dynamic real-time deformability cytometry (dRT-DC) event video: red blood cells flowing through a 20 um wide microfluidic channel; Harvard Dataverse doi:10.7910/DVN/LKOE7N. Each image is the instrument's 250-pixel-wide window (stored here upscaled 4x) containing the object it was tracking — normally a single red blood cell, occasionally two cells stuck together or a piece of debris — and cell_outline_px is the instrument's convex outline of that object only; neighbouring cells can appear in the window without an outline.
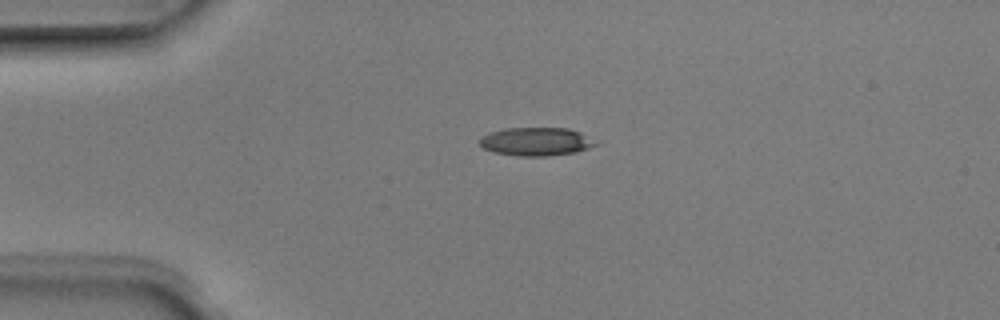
{"species": "Egyptian fruit bat (a non-hibernating species)", "species_latin": "Rousettus aegyptiacus", "temperature_condition": "room temperature", "stored_images_in_passage": 2, "camera_frame_rate_fps": 3000, "um_per_image_px": 0.085, "animal": {"sex": "male"}, "frame": {"image": 1, "passage_image": 1, "time_ms": 0.0, "image_size_px": [1000, 320], "cell_outline_px": [[600, 144], [576, 152], [548, 156], [516, 156], [496, 152], [484, 148], [480, 144], [480, 136], [488, 132], [504, 128], [568, 128], [580, 132]], "centroid_in_image_um": [45.56, 12.03], "position_along_channel_um": 39.4, "area_um2": 19.19}}